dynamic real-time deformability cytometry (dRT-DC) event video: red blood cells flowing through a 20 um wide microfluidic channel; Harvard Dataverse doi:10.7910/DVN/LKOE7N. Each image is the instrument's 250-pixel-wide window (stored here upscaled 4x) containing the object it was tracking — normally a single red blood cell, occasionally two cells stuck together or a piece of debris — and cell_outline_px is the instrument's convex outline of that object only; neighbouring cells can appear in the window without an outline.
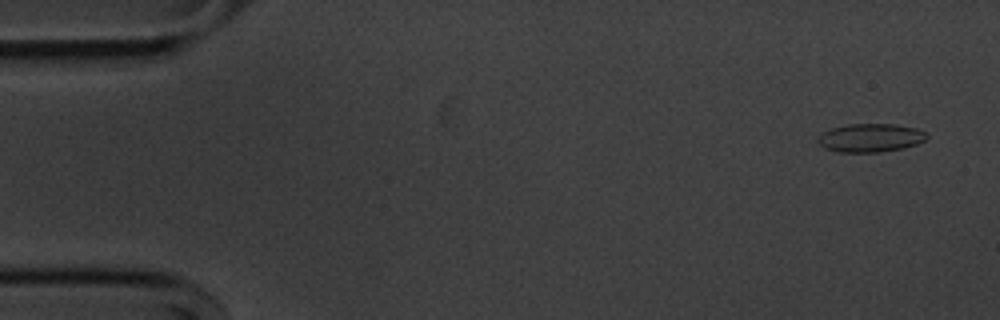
{"species": "common noctule bat (a hibernating species)", "species_latin": "Nyctalus noctula", "temperature_condition": "cold", "stored_images_in_passage": 49, "camera_frame_rate_fps": 3000, "um_per_image_px": 0.085, "animal": {"sex": "male", "body_mass_g": 20.1, "forearm_length_mm": 53.5}, "frame": {"image": 1, "passage_image": 1, "time_ms": 0.0, "image_size_px": [1000, 320], "cell_outline_px": [[928, 136], [924, 140], [916, 144], [904, 148], [880, 152], [836, 152], [824, 148], [816, 140], [824, 132], [832, 128], [848, 124], [896, 124], [916, 128], [924, 132]], "centroid_in_image_um": [73.98, 11.72], "position_along_channel_um": 11.0, "area_um2": 17.98}}
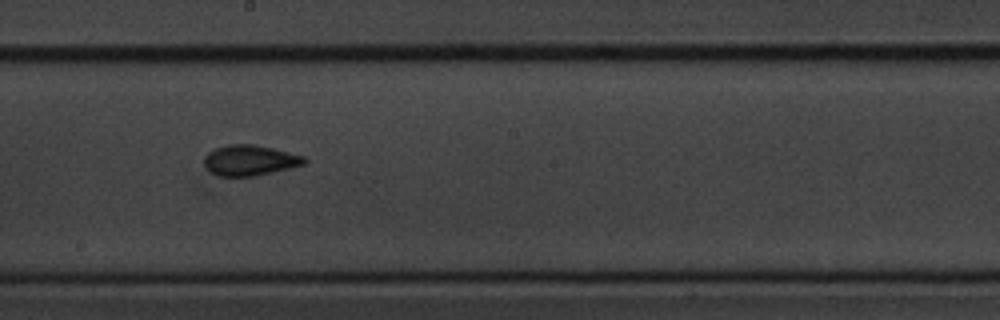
{"frame": {"image": 2, "passage_image": 28, "time_ms": 9.0, "image_size_px": [1000, 320], "cell_outline_px": [[308, 160], [304, 164], [256, 176], [216, 176], [204, 164], [204, 156], [208, 152], [216, 148], [228, 144], [256, 144], [304, 156]], "centroid_in_image_um": [21.22, 13.62], "position_along_channel_um": 227.0, "area_um2": 17.74}}
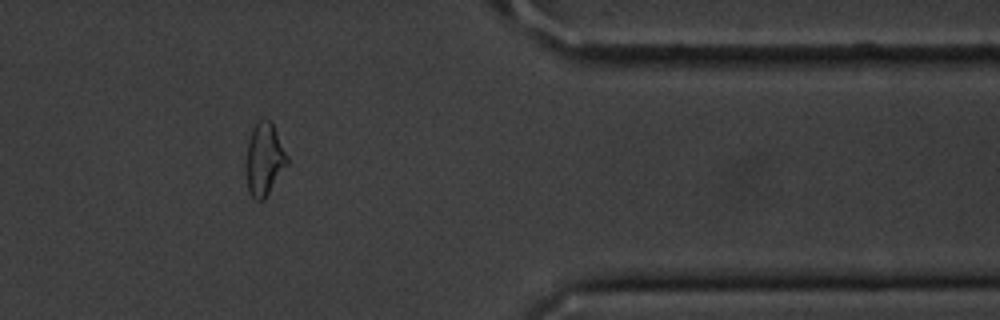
{"frame": {"image": 3, "passage_image": 43, "time_ms": 14.0, "image_size_px": [1000, 320], "cell_outline_px": [[288, 164], [264, 200], [256, 200], [248, 192], [248, 140], [252, 128], [264, 116], [272, 124], [288, 156]], "centroid_in_image_um": [22.5, 13.54], "position_along_channel_um": 388.9, "area_um2": 16.88}}